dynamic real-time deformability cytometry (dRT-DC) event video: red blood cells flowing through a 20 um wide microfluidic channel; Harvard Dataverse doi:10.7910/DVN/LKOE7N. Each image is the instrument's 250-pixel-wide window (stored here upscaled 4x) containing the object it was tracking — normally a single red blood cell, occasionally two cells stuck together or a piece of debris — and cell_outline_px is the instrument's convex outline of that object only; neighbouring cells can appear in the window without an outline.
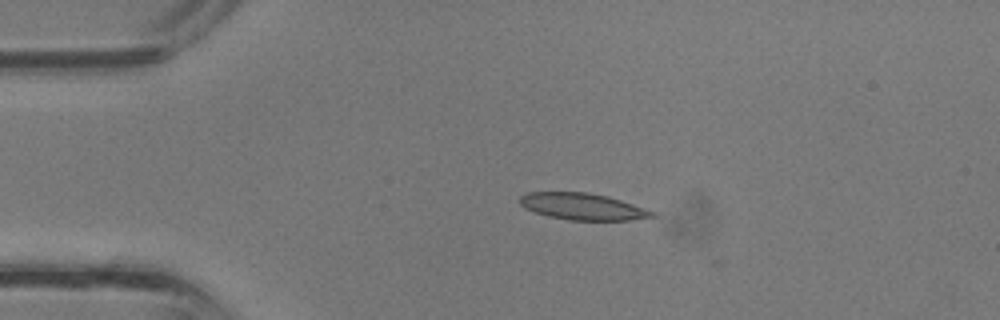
{"species": "common noctule bat (a hibernating species)", "species_latin": "Nyctalus noctula", "temperature_condition": "room temperature", "stored_images_in_passage": 2, "camera_frame_rate_fps": 3000, "um_per_image_px": 0.085, "animal": {"sex": "male", "body_mass_g": 13.3}, "frame": {"image": 1, "passage_image": 1, "time_ms": 0.0, "image_size_px": [1000, 320], "cell_outline_px": [[656, 216], [628, 220], [568, 220], [548, 216], [524, 208], [520, 204], [520, 196], [528, 192], [588, 192], [608, 196], [656, 212]], "centroid_in_image_um": [49.51, 17.55], "position_along_channel_um": 35.5, "area_um2": 20.46}}